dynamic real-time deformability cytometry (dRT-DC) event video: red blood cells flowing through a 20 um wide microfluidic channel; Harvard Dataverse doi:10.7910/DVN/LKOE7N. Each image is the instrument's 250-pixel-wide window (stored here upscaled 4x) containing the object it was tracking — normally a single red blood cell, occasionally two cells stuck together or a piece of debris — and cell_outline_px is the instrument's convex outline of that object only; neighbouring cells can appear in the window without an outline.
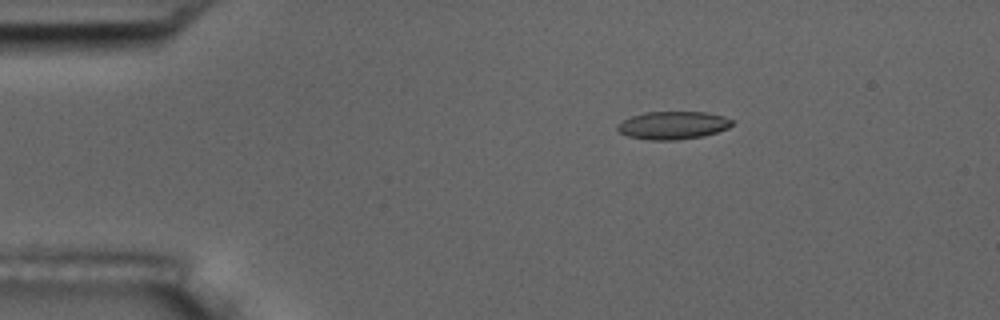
{"species": "common noctule bat (a hibernating species)", "species_latin": "Nyctalus noctula", "temperature_condition": "room temperature", "stored_images_in_passage": 4, "camera_frame_rate_fps": 3000, "um_per_image_px": 0.085, "animal": {"sex": "male", "body_mass_g": 17.5, "forearm_length_mm": 52.3}, "frame": {"image": 1, "passage_image": 2, "time_ms": 2.333, "image_size_px": [1000, 320], "cell_outline_px": [[736, 120], [728, 128], [704, 136], [676, 140], [648, 140], [628, 136], [620, 132], [616, 128], [616, 124], [632, 116], [644, 112], [704, 112], [724, 116]], "centroid_in_image_um": [57.21, 10.65], "position_along_channel_um": 27.8, "area_um2": 18.73}}